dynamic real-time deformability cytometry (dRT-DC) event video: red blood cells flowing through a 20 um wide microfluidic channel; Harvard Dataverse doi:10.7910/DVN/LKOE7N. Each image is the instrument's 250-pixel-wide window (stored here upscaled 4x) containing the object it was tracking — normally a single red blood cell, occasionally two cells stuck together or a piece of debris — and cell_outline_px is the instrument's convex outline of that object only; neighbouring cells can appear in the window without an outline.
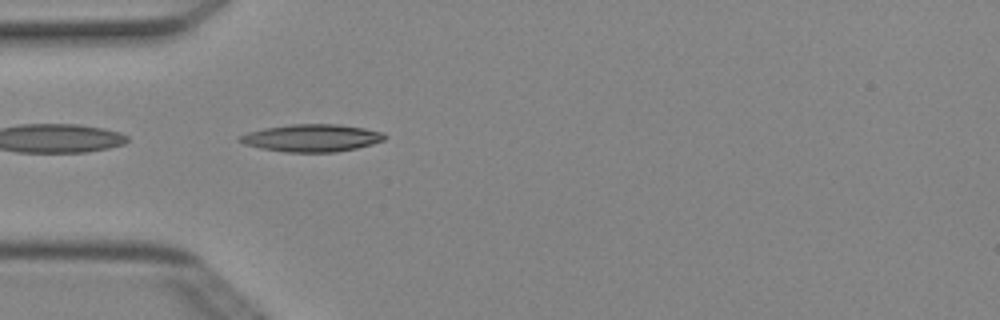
{"species": "Egyptian fruit bat (a non-hibernating species)", "species_latin": "Rousettus aegyptiacus", "temperature_condition": "cold", "stored_images_in_passage": 4, "camera_frame_rate_fps": 3000, "um_per_image_px": 0.085, "animal": {"sex": "female"}, "frame": {"image": 1, "passage_image": 4, "time_ms": 1.0, "image_size_px": [1000, 320], "cell_outline_px": [[388, 136], [384, 140], [372, 144], [356, 148], [336, 152], [284, 152], [260, 148], [244, 144], [236, 140], [240, 136], [248, 132], [264, 128], [292, 124], [336, 124], [364, 128], [384, 132]], "centroid_in_image_um": [26.5, 11.73], "position_along_channel_um": 58.5, "area_um2": 23.24}}